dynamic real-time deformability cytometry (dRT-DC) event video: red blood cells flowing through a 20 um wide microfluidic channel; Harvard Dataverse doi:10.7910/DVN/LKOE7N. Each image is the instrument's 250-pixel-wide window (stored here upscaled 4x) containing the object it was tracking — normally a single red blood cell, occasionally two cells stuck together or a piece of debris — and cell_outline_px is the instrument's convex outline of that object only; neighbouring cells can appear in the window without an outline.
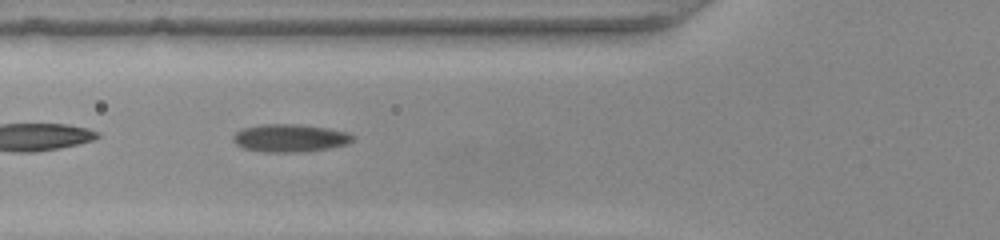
{"species": "common noctule bat (a hibernating species)", "species_latin": "Nyctalus noctula", "temperature_condition": "warm", "stored_images_in_passage": 52, "camera_frame_rate_fps": 3000, "um_per_image_px": 0.085, "animal": {"sex": "female", "body_mass_g": 22.0, "forearm_length_mm": 56.7}, "frame": {"image": 1, "passage_image": 19, "time_ms": 6.0, "image_size_px": [1000, 240], "cell_outline_px": [[352, 140], [348, 144], [328, 148], [300, 152], [264, 152], [244, 148], [236, 144], [232, 140], [232, 136], [240, 128], [264, 124], [296, 124], [324, 128], [348, 132], [352, 136]], "centroid_in_image_um": [24.59, 11.73], "position_along_channel_um": 101.2, "area_um2": 19.25}}
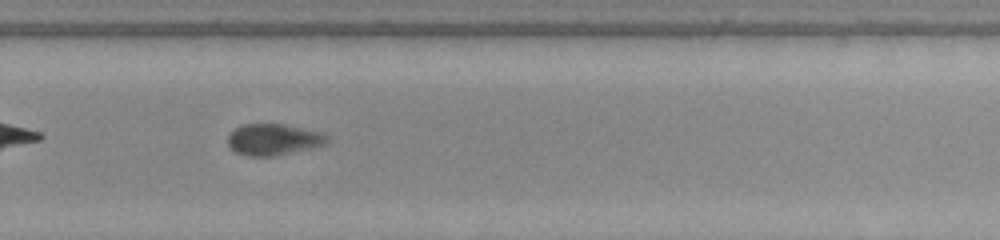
{"frame": {"image": 2, "passage_image": 35, "time_ms": 11.333, "image_size_px": [1000, 240], "cell_outline_px": [[328, 144], [312, 148], [272, 156], [244, 156], [236, 152], [228, 144], [228, 136], [236, 128], [244, 124], [284, 124], [320, 132], [328, 136]], "centroid_in_image_um": [23.26, 11.86], "position_along_channel_um": 306.5, "area_um2": 18.03}}
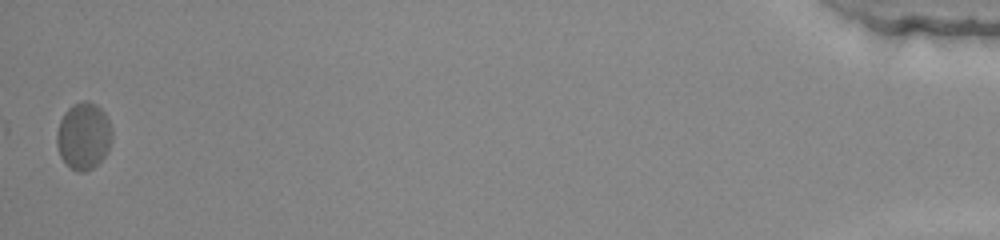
{"frame": {"image": 3, "passage_image": 52, "time_ms": 17.0, "image_size_px": [1000, 240], "cell_outline_px": [[112, 140], [108, 152], [92, 168], [84, 172], [80, 172], [72, 168], [60, 156], [56, 144], [56, 132], [60, 120], [64, 112], [72, 104], [84, 100], [88, 100], [96, 104], [104, 112], [112, 128]], "centroid_in_image_um": [7.11, 11.53], "position_along_channel_um": 428.1, "area_um2": 21.68}, "authors_computed_cell_mechanics": {"area_um2": 19.5364, "velocity_mm_per_s": 3.8586, "shape_relaxation_time_tau1_ms": null, "shape_relaxation_time_tau2_ms": 1.1731, "deformation_change_tau1": null, "deformation_change_tau2": 0.0659}}